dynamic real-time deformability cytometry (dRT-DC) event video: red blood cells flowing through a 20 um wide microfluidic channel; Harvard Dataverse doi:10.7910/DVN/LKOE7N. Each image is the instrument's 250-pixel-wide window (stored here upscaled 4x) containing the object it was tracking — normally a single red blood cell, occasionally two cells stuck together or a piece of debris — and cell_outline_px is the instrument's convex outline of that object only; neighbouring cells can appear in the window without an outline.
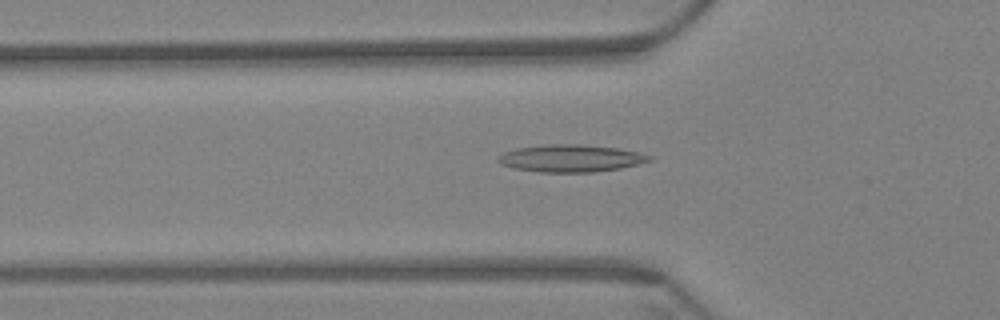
{"species": "Egyptian fruit bat (a non-hibernating species)", "species_latin": "Rousettus aegyptiacus", "temperature_condition": "warm", "stored_images_in_passage": 59, "camera_frame_rate_fps": 3000, "um_per_image_px": 0.085, "animal": {"sex": "female"}, "frame": {"image": 1, "passage_image": 20, "time_ms": 6.333, "image_size_px": [1000, 320], "cell_outline_px": [[652, 160], [620, 168], [592, 172], [540, 172], [512, 168], [500, 164], [496, 160], [496, 156], [504, 152], [516, 148], [552, 144], [580, 144], [616, 148], [636, 152], [652, 156]], "centroid_in_image_um": [48.44, 13.46], "position_along_channel_um": 77.4, "area_um2": 23.93}}
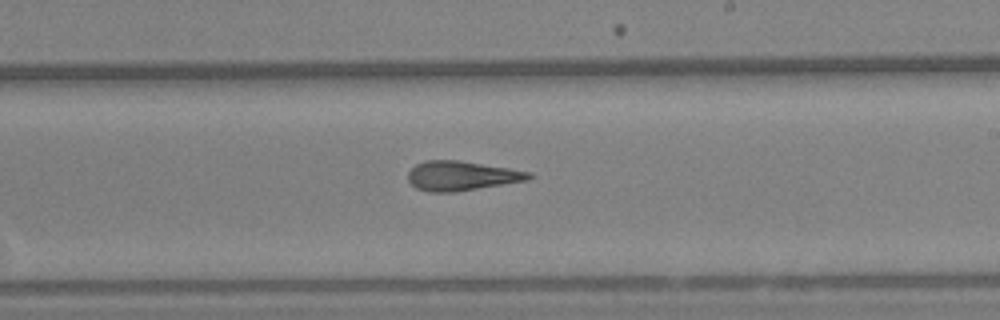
{"frame": {"image": 2, "passage_image": 35, "time_ms": 11.333, "image_size_px": [1000, 320], "cell_outline_px": [[532, 176], [528, 180], [456, 192], [428, 192], [416, 188], [408, 180], [408, 172], [416, 164], [424, 160], [456, 160], [508, 168], [532, 172]], "centroid_in_image_um": [39.21, 14.95], "position_along_channel_um": 249.8, "area_um2": 20.69}}
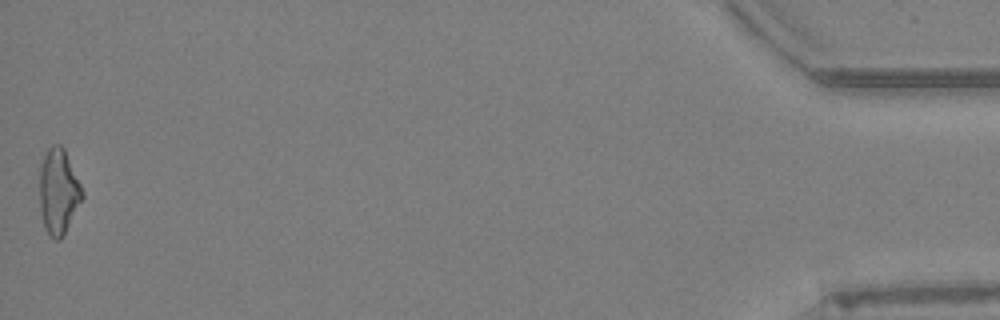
{"frame": {"image": 3, "passage_image": 59, "time_ms": 19.333, "image_size_px": [1000, 320], "cell_outline_px": [[84, 196], [60, 240], [56, 240], [44, 228], [40, 208], [40, 168], [44, 156], [48, 148], [52, 144], [60, 144], [64, 148], [84, 192]], "centroid_in_image_um": [4.97, 16.25], "position_along_channel_um": 430.2, "area_um2": 20.92}, "authors_computed_cell_mechanics": {"area_um2": 21.097, "velocity_mm_per_s": 3.4584, "shape_relaxation_time_tau1_ms": null, "shape_relaxation_time_tau2_ms": 3.6493, "deformation_change_tau1": null, "deformation_change_tau2": 0.1546}}